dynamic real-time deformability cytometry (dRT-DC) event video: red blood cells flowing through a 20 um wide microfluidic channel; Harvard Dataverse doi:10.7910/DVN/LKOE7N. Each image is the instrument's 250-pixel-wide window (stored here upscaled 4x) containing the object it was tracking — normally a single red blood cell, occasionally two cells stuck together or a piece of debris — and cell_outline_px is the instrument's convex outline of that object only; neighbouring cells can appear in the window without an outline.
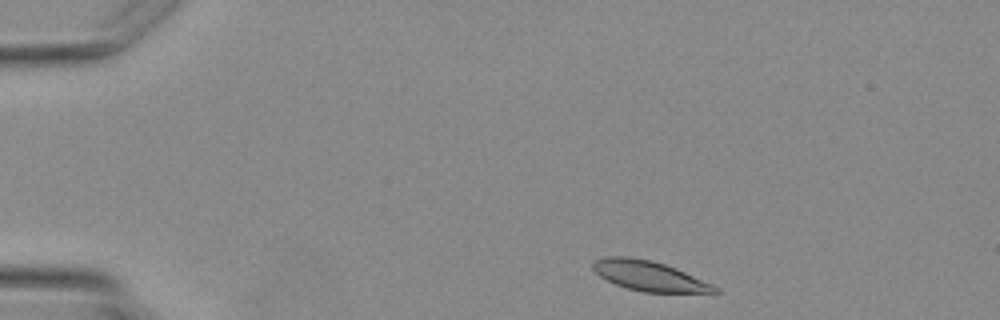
{"species": "Egyptian fruit bat (a non-hibernating species)", "species_latin": "Rousettus aegyptiacus", "temperature_condition": "warm", "stored_images_in_passage": 3, "camera_frame_rate_fps": 3000, "um_per_image_px": 0.085, "animal": {"sex": "female"}, "frame": {"image": 1, "passage_image": 1, "time_ms": 0.0, "image_size_px": [1000, 320], "cell_outline_px": [[720, 292], [644, 292], [628, 288], [616, 284], [600, 276], [592, 268], [592, 264], [596, 260], [608, 256], [628, 256], [652, 260], [676, 268], [712, 284], [720, 288]], "centroid_in_image_um": [55.18, 23.44], "position_along_channel_um": 29.8, "area_um2": 20.98}}
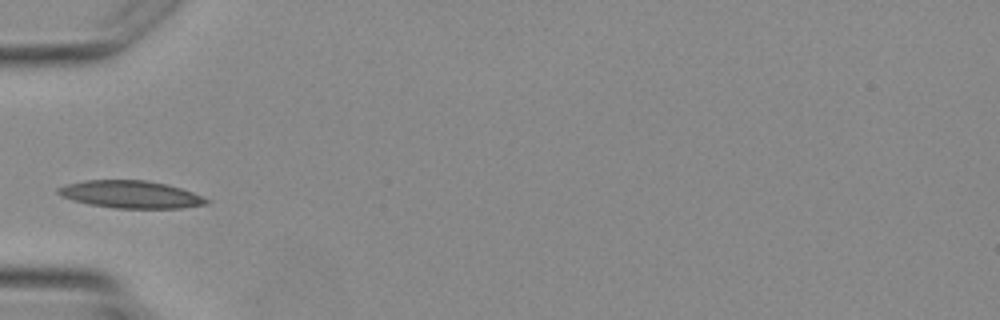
{"frame": {"image": 2, "passage_image": 3, "time_ms": 2.333, "image_size_px": [1000, 320], "cell_outline_px": [[212, 200], [208, 204], [180, 208], [112, 208], [88, 204], [72, 200], [60, 196], [56, 192], [56, 188], [68, 184], [84, 180], [144, 180], [168, 184], [192, 192]], "centroid_in_image_um": [11.1, 16.53], "position_along_channel_um": 73.9, "area_um2": 23.87}}